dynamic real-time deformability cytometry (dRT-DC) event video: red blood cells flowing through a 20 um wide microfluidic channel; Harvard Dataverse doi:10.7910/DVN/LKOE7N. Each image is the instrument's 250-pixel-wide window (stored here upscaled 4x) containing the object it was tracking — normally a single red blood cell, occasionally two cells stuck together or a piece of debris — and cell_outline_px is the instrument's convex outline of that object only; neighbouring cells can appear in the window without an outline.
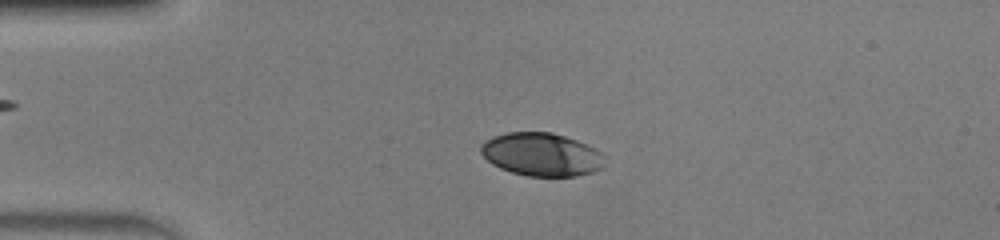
{"species": "human", "species_latin": "Homo sapiens", "temperature_condition": "warm", "stored_images_in_passage": 48, "camera_frame_rate_fps": 3000, "um_per_image_px": 0.085, "donor": {"sex": "male"}, "frame": {"image": 1, "passage_image": 11, "time_ms": 3.333, "image_size_px": [1000, 240], "cell_outline_px": [[604, 168], [592, 172], [576, 176], [528, 176], [512, 172], [500, 168], [492, 164], [480, 152], [480, 144], [484, 140], [492, 136], [508, 132], [552, 132], [576, 140], [600, 152], [604, 156]], "centroid_in_image_um": [46.0, 13.13], "position_along_channel_um": 39.0, "area_um2": 31.15}}
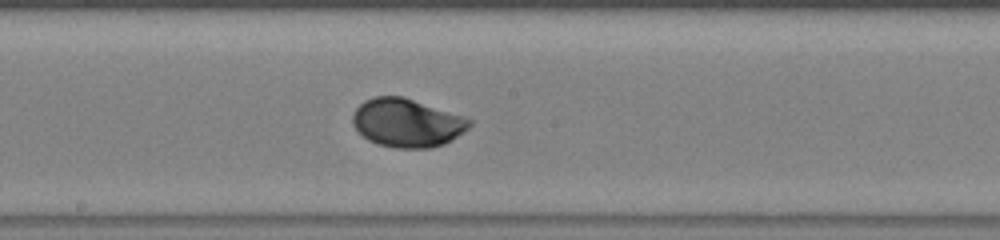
{"frame": {"image": 2, "passage_image": 26, "time_ms": 8.333, "image_size_px": [1000, 240], "cell_outline_px": [[472, 124], [468, 128], [444, 144], [432, 148], [396, 148], [376, 144], [368, 140], [352, 124], [352, 116], [356, 108], [364, 100], [372, 96], [404, 96], [464, 116], [472, 120]], "centroid_in_image_um": [34.58, 10.43], "position_along_channel_um": 213.6, "area_um2": 33.06}}
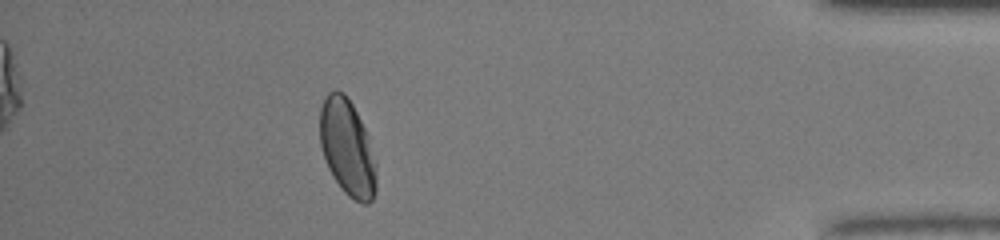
{"frame": {"image": 3, "passage_image": 43, "time_ms": 14.0, "image_size_px": [1000, 240], "cell_outline_px": [[376, 188], [372, 200], [368, 204], [360, 204], [348, 196], [344, 192], [332, 176], [328, 168], [320, 144], [320, 108], [328, 92], [332, 88], [336, 88], [344, 92], [352, 104], [364, 128], [376, 164]], "centroid_in_image_um": [29.5, 12.56], "position_along_channel_um": 405.7, "area_um2": 31.62}, "authors_computed_cell_mechanics": {"area_um2": 32.1946, "velocity_mm_per_s": 4.2203, "shape_relaxation_time_tau1_ms": 2.4499, "shape_relaxation_time_tau2_ms": null, "deformation_change_tau1": 0.1492, "deformation_change_tau2": null}}